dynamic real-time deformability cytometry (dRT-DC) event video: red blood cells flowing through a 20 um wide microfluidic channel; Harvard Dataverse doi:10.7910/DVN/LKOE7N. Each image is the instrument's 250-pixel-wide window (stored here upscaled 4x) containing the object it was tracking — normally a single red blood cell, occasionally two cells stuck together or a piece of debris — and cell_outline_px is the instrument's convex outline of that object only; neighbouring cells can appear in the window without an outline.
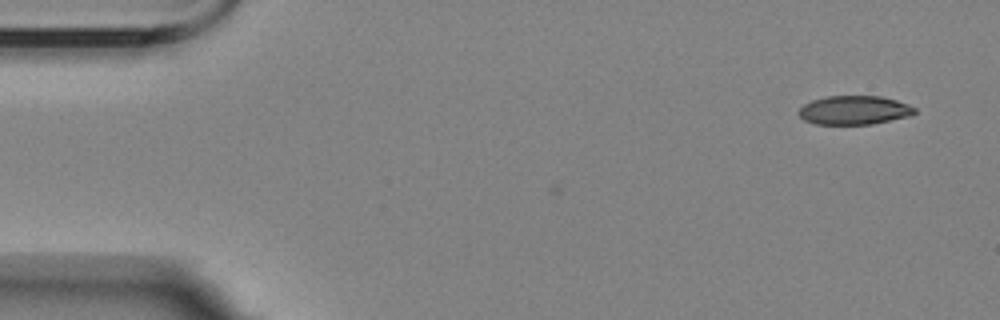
{"species": "Egyptian fruit bat (a non-hibernating species)", "species_latin": "Rousettus aegyptiacus", "temperature_condition": "room temperature", "stored_images_in_passage": 3, "camera_frame_rate_fps": 3000, "um_per_image_px": 0.085, "animal": {"sex": "female"}, "frame": {"image": 1, "passage_image": 1, "time_ms": 0.0, "image_size_px": [1000, 320], "cell_outline_px": [[916, 112], [912, 116], [872, 124], [816, 124], [804, 120], [796, 112], [804, 104], [812, 100], [828, 96], [880, 96], [896, 100], [916, 108]], "centroid_in_image_um": [72.61, 9.37], "position_along_channel_um": 12.4, "area_um2": 19.54}}